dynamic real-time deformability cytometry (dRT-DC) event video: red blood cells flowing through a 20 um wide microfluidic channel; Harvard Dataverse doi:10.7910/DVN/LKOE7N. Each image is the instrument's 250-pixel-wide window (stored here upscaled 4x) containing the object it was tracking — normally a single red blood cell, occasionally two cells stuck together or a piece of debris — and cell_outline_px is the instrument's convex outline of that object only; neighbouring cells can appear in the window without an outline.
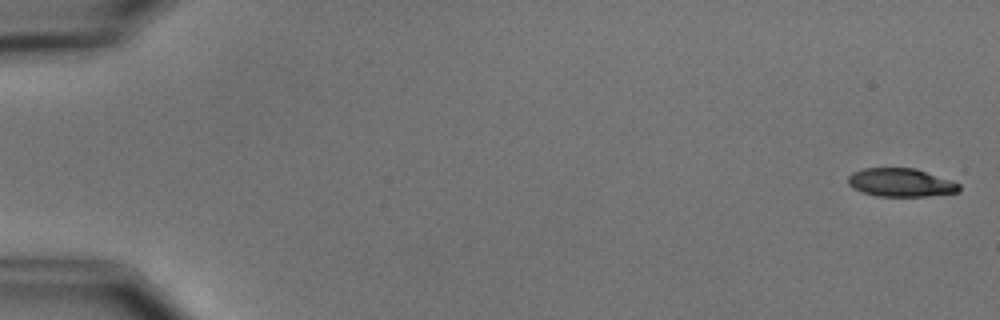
{"species": "common noctule bat (a hibernating species)", "species_latin": "Nyctalus noctula", "temperature_condition": "cold", "stored_images_in_passage": 5, "camera_frame_rate_fps": 3000, "um_per_image_px": 0.085, "animal": {"sex": "male", "body_mass_g": 15.6}, "frame": {"image": 1, "passage_image": 1, "time_ms": 0.0, "image_size_px": [1000, 320], "cell_outline_px": [[960, 192], [928, 196], [876, 196], [852, 188], [848, 184], [848, 176], [852, 172], [864, 168], [916, 168], [952, 180], [960, 184]], "centroid_in_image_um": [76.58, 15.51], "position_along_channel_um": 8.4, "area_um2": 18.5}}
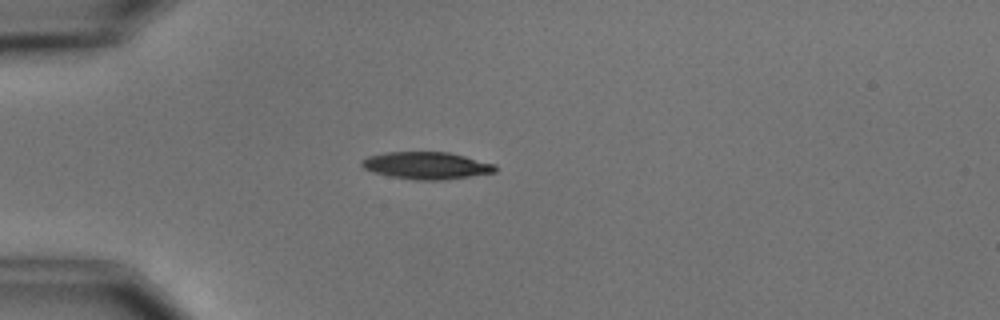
{"frame": {"image": 2, "passage_image": 5, "time_ms": 4.667, "image_size_px": [1000, 320], "cell_outline_px": [[496, 172], [440, 180], [416, 180], [388, 176], [372, 172], [364, 168], [360, 164], [360, 160], [368, 156], [384, 152], [448, 152], [496, 164]], "centroid_in_image_um": [36.2, 14.06], "position_along_channel_um": 48.8, "area_um2": 21.15}}